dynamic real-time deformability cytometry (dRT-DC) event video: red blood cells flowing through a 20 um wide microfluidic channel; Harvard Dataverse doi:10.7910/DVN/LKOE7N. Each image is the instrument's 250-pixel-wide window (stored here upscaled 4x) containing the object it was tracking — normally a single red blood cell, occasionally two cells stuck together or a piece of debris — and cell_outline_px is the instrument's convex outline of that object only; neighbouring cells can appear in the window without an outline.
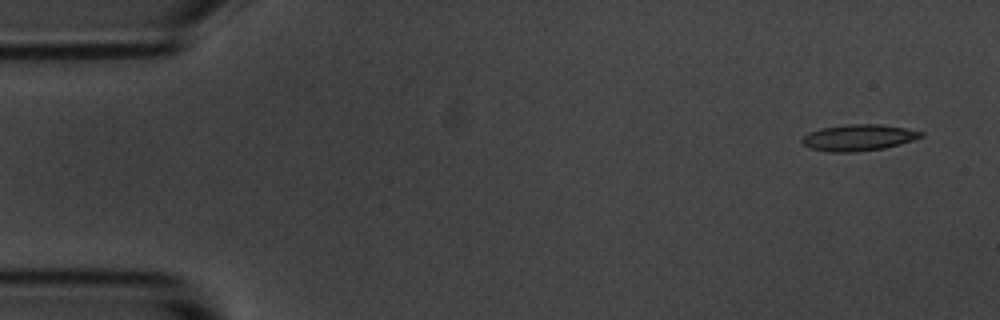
{"species": "common noctule bat (a hibernating species)", "species_latin": "Nyctalus noctula", "temperature_condition": "room temperature", "stored_images_in_passage": 6, "camera_frame_rate_fps": 3000, "um_per_image_px": 0.085, "animal": {"sex": "male", "body_mass_g": 20.1, "forearm_length_mm": 53.5}, "frame": {"image": 1, "passage_image": 1, "time_ms": 0.0, "image_size_px": [1000, 320], "cell_outline_px": [[924, 136], [900, 144], [884, 148], [856, 152], [828, 152], [812, 148], [804, 144], [800, 140], [808, 132], [820, 128], [848, 124], [880, 124], [904, 128], [924, 132]], "centroid_in_image_um": [72.96, 11.69], "position_along_channel_um": 12.0, "area_um2": 18.21}}
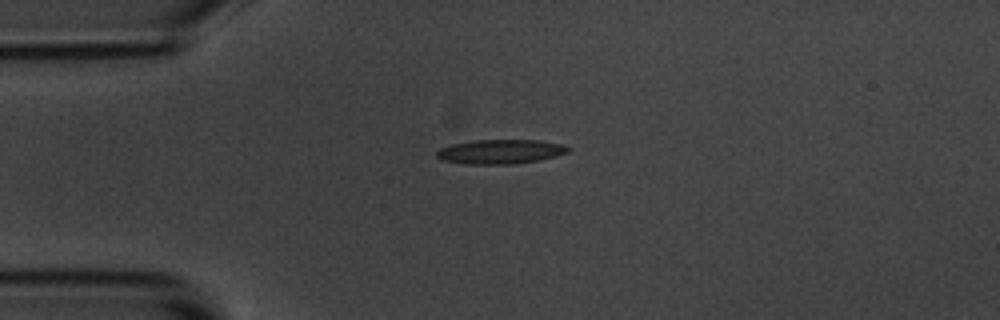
{"frame": {"image": 2, "passage_image": 4, "time_ms": 3.333, "image_size_px": [1000, 320], "cell_outline_px": [[572, 148], [568, 152], [556, 156], [540, 160], [516, 164], [464, 164], [440, 160], [436, 156], [436, 152], [440, 148], [452, 144], [472, 140], [536, 140], [564, 144]], "centroid_in_image_um": [42.54, 12.89], "position_along_channel_um": 42.5, "area_um2": 18.9}}